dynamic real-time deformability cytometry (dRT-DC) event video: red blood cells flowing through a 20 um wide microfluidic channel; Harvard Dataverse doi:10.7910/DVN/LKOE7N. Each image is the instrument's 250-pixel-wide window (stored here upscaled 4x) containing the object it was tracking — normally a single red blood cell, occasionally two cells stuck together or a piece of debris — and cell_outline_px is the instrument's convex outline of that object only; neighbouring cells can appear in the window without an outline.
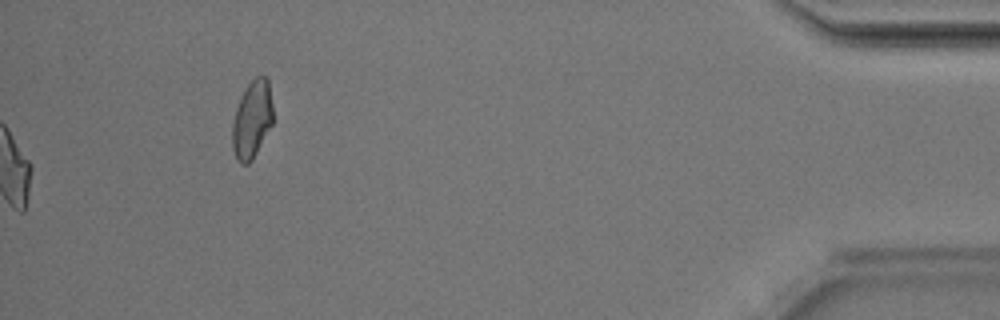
{"species": "Egyptian fruit bat (a non-hibernating species)", "species_latin": "Rousettus aegyptiacus", "temperature_condition": "room temperature", "stored_images_in_passage": 38, "camera_frame_rate_fps": 3000, "um_per_image_px": 0.085, "animal": {"sex": "male"}, "frame": {"image": 1, "passage_image": 38, "time_ms": 12.333, "image_size_px": [1000, 320], "cell_outline_px": [[272, 124], [252, 160], [248, 164], [240, 164], [236, 160], [232, 148], [232, 124], [236, 108], [248, 84], [256, 76], [264, 76], [268, 80], [272, 104]], "centroid_in_image_um": [21.41, 10.2], "position_along_channel_um": 413.8, "area_um2": 18.21}, "authors_computed_cell_mechanics": {"area_um2": 18.9873, "velocity_mm_per_s": 4.1937, "shape_relaxation_time_tau1_ms": 7.4626, "shape_relaxation_time_tau2_ms": 2.0701, "deformation_change_tau1": 0.228, "deformation_change_tau2": 0.1092}}